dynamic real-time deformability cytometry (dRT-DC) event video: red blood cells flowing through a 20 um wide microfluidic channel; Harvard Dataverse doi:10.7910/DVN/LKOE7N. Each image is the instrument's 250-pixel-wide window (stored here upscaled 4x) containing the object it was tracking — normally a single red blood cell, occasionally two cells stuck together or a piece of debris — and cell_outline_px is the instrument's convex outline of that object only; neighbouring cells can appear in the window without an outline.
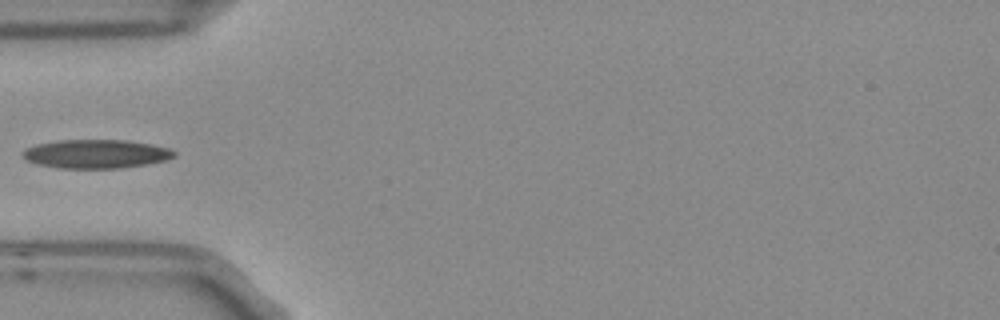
{"species": "Egyptian fruit bat (a non-hibernating species)", "species_latin": "Rousettus aegyptiacus", "temperature_condition": "room temperature", "stored_images_in_passage": 6, "camera_frame_rate_fps": 3000, "um_per_image_px": 0.085, "frame": {"image": 1, "passage_image": 5, "time_ms": 1.333, "image_size_px": [1000, 320], "cell_outline_px": [[176, 156], [164, 160], [148, 164], [120, 168], [60, 168], [40, 164], [28, 160], [20, 152], [24, 148], [36, 144], [60, 140], [124, 140], [148, 144], [168, 148], [176, 152]], "centroid_in_image_um": [8.15, 13.08], "position_along_channel_um": 76.9, "area_um2": 25.14}}
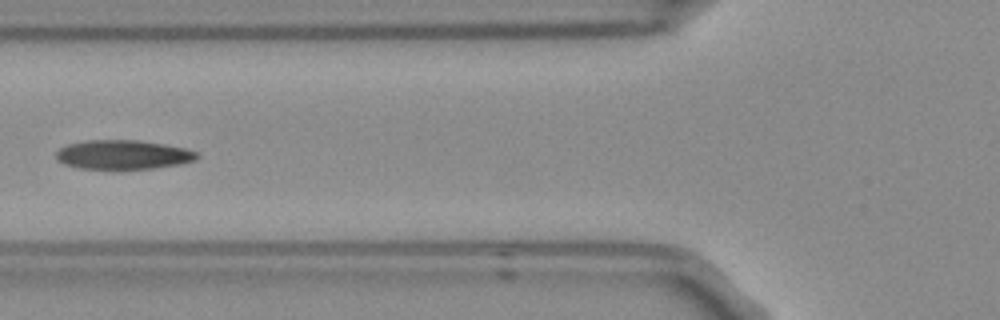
{"frame": {"image": 2, "passage_image": 6, "time_ms": 1.667, "image_size_px": [1000, 320], "cell_outline_px": [[200, 156], [196, 160], [180, 164], [156, 168], [80, 168], [64, 164], [56, 160], [56, 152], [60, 148], [68, 144], [88, 140], [136, 140], [164, 144], [184, 148], [200, 152]], "centroid_in_image_um": [10.49, 13.14], "position_along_channel_um": 115.3, "area_um2": 23.87}}